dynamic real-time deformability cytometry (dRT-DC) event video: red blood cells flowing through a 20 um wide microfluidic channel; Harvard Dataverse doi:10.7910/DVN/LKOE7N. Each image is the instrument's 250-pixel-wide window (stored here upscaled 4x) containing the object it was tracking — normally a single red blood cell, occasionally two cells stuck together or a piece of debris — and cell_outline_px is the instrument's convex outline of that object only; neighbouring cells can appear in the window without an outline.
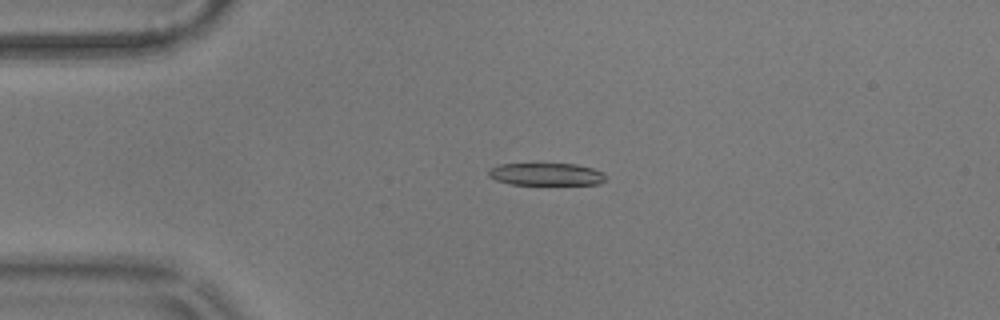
{"species": "common noctule bat (a hibernating species)", "species_latin": "Nyctalus noctula", "temperature_condition": "warm", "stored_images_in_passage": 55, "camera_frame_rate_fps": 3000, "um_per_image_px": 0.085, "animal": {"sex": "male", "body_mass_g": 17.9}, "frame": {"image": 1, "passage_image": 12, "time_ms": 3.667, "image_size_px": [1000, 320], "cell_outline_px": [[604, 180], [600, 184], [512, 184], [496, 180], [488, 176], [488, 168], [500, 164], [576, 164], [592, 168], [604, 172]], "centroid_in_image_um": [46.4, 14.8], "position_along_channel_um": 38.6, "area_um2": 15.2}}
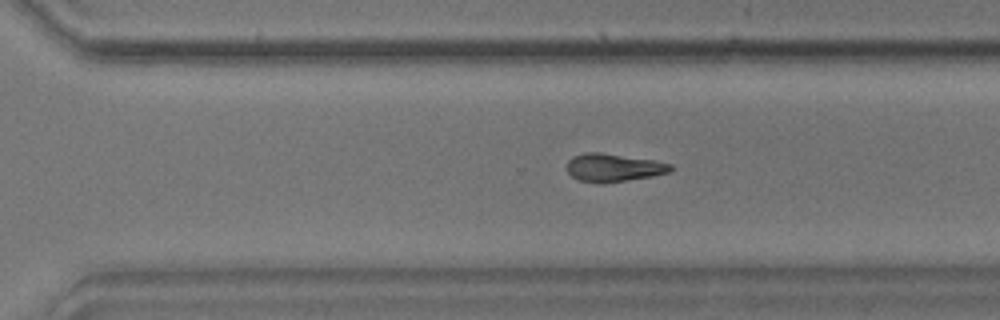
{"frame": {"image": 2, "passage_image": 38, "time_ms": 12.333, "image_size_px": [1000, 320], "cell_outline_px": [[672, 168], [668, 172], [652, 176], [600, 184], [576, 180], [568, 172], [568, 160], [572, 156], [584, 152], [600, 152], [652, 160], [672, 164]], "centroid_in_image_um": [52.09, 14.25], "position_along_channel_um": 318.5, "area_um2": 16.88}}
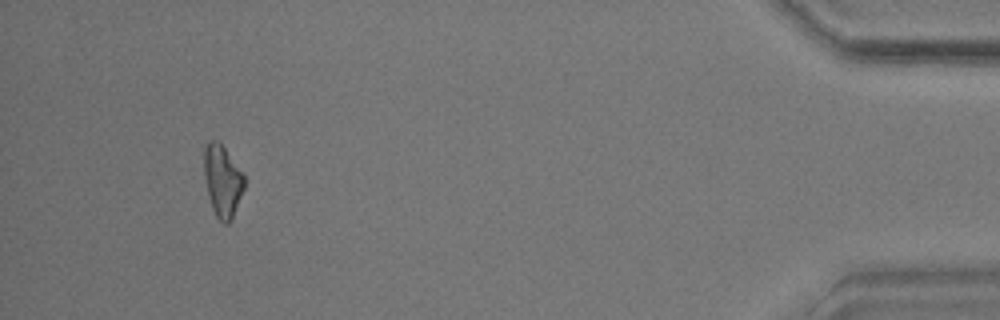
{"frame": {"image": 3, "passage_image": 52, "time_ms": 17.0, "image_size_px": [1000, 320], "cell_outline_px": [[244, 188], [232, 220], [228, 224], [224, 224], [216, 216], [212, 208], [208, 196], [204, 176], [204, 148], [208, 140], [216, 140], [224, 148], [244, 172]], "centroid_in_image_um": [18.91, 15.38], "position_along_channel_um": 416.3, "area_um2": 16.94}, "authors_computed_cell_mechanics": {"area_um2": 17.1088, "velocity_mm_per_s": 3.5596, "shape_relaxation_time_tau1_ms": 4.7337, "shape_relaxation_time_tau2_ms": null, "deformation_change_tau1": 0.1865, "deformation_change_tau2": null}}